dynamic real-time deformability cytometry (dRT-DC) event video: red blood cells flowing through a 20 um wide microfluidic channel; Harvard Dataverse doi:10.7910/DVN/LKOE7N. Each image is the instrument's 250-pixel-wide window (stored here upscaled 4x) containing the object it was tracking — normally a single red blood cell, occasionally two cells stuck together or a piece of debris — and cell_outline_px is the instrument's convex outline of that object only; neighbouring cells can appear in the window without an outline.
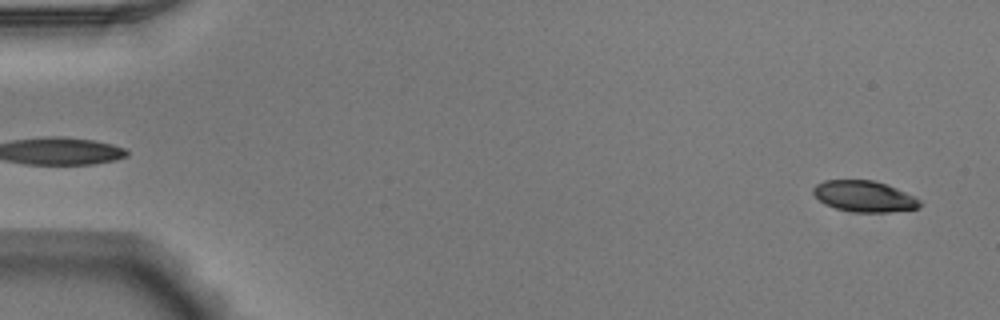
{"species": "Egyptian fruit bat (a non-hibernating species)", "species_latin": "Rousettus aegyptiacus", "temperature_condition": "warm", "stored_images_in_passage": 52, "segment_of_instrument_passage": [1, 2], "camera_frame_rate_fps": 3000, "um_per_image_px": 0.085, "animal": {"sex": "male"}, "frame": {"image": 1, "passage_image": 2, "time_ms": 0.333, "image_size_px": [1000, 320], "cell_outline_px": [[920, 204], [916, 208], [888, 212], [852, 212], [836, 208], [824, 204], [812, 192], [812, 188], [816, 184], [824, 180], [872, 180], [888, 184], [920, 200]], "centroid_in_image_um": [73.41, 16.68], "position_along_channel_um": 11.6, "area_um2": 19.13}}
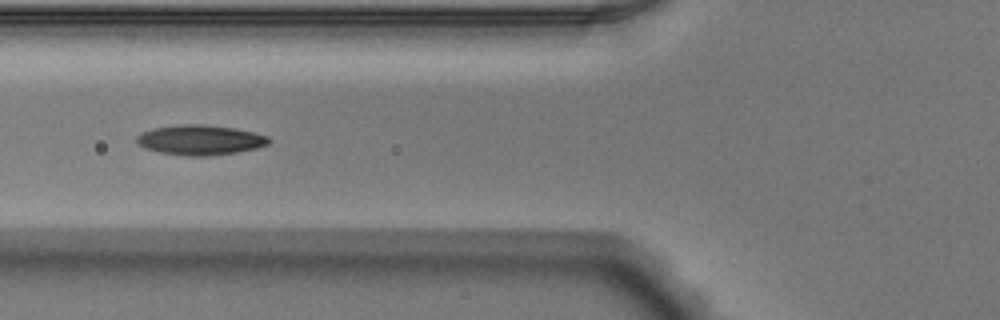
{"frame": {"image": 2, "passage_image": 20, "time_ms": 6.333, "image_size_px": [1000, 320], "cell_outline_px": [[272, 140], [268, 144], [256, 148], [236, 152], [204, 156], [188, 156], [160, 152], [144, 148], [136, 144], [136, 136], [140, 132], [152, 128], [180, 124], [204, 124], [236, 128], [268, 136]], "centroid_in_image_um": [16.97, 11.88], "position_along_channel_um": 108.8, "area_um2": 23.24}}
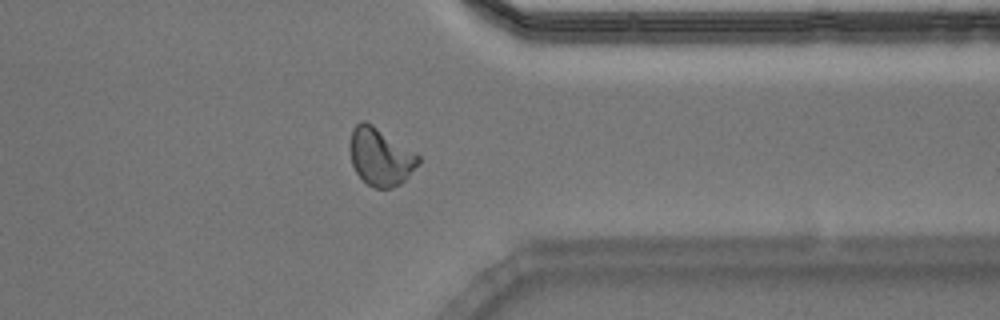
{"frame": {"image": 3, "passage_image": 41, "time_ms": 13.333, "image_size_px": [1000, 320], "cell_outline_px": [[420, 164], [400, 184], [392, 188], [376, 188], [368, 184], [356, 172], [352, 164], [348, 144], [352, 128], [360, 120], [364, 120], [372, 124], [416, 152], [420, 156]], "centroid_in_image_um": [32.33, 13.3], "position_along_channel_um": 379.1, "area_um2": 23.18}}